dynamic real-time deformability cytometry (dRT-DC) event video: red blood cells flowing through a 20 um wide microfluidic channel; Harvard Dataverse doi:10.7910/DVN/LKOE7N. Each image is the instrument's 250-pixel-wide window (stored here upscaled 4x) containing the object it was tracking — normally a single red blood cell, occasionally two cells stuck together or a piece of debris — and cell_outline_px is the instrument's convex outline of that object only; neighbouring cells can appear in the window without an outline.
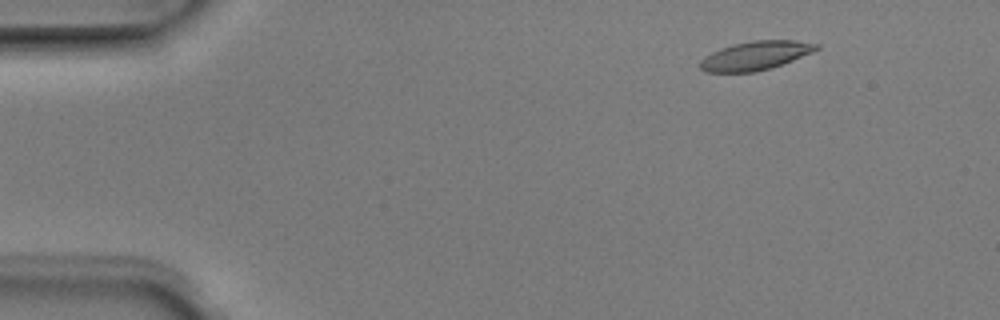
{"species": "Egyptian fruit bat (a non-hibernating species)", "species_latin": "Rousettus aegyptiacus", "temperature_condition": "room temperature", "stored_images_in_passage": 3, "camera_frame_rate_fps": 3000, "um_per_image_px": 0.085, "animal": {"sex": "male"}, "frame": {"image": 1, "passage_image": 1, "time_ms": 0.0, "image_size_px": [1000, 320], "cell_outline_px": [[820, 48], [812, 52], [792, 60], [756, 72], [708, 72], [700, 68], [700, 60], [704, 56], [720, 48], [732, 44], [752, 40], [796, 40], [820, 44]], "centroid_in_image_um": [64.2, 4.71], "position_along_channel_um": 20.8, "area_um2": 19.42}}